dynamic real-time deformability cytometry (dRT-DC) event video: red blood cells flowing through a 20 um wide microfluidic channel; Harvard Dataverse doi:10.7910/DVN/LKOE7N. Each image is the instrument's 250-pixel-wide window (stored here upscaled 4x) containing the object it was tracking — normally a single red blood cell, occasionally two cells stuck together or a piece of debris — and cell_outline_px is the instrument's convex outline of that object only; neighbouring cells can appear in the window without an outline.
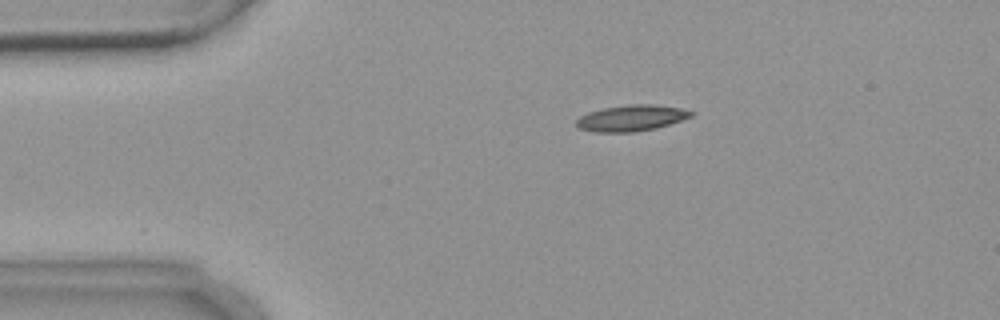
{"species": "common noctule bat (a hibernating species)", "species_latin": "Nyctalus noctula", "temperature_condition": "warm", "stored_images_in_passage": 4, "camera_frame_rate_fps": 3000, "um_per_image_px": 0.085, "animal": {"sex": "female", "body_mass_g": 18.4}, "frame": {"image": 1, "passage_image": 3, "time_ms": 2.667, "image_size_px": [1000, 320], "cell_outline_px": [[696, 112], [692, 116], [656, 128], [632, 132], [596, 132], [580, 128], [576, 124], [576, 120], [580, 116], [588, 112], [604, 108], [628, 104], [652, 104], [680, 108]], "centroid_in_image_um": [53.66, 10.02], "position_along_channel_um": 31.3, "area_um2": 17.28}}